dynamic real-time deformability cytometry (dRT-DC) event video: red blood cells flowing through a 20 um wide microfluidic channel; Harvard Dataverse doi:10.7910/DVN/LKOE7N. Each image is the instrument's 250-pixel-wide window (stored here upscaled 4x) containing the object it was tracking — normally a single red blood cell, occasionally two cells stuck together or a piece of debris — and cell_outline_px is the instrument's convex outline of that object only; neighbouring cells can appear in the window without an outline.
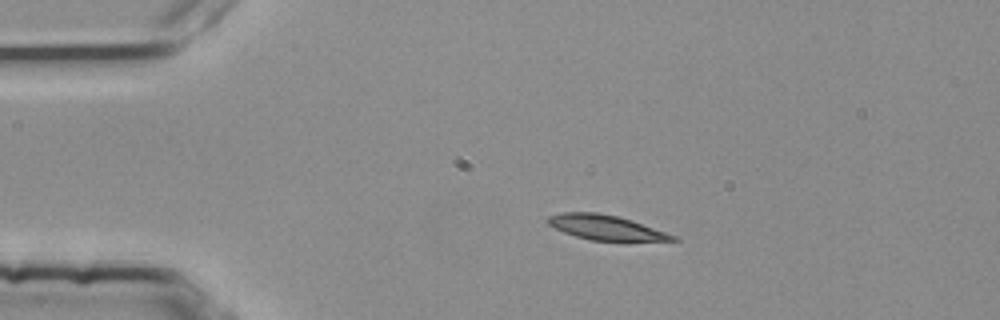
{"species": "common noctule bat (a hibernating species)", "species_latin": "Nyctalus noctula", "temperature_condition": "room temperature", "stored_images_in_passage": 42, "camera_frame_rate_fps": 3000, "um_per_image_px": 0.085, "animal": {"sex": "female", "body_mass_g": 25.1}, "frame": {"image": 1, "passage_image": 1, "time_ms": 0.0, "image_size_px": [1000, 320], "cell_outline_px": [[680, 240], [624, 244], [592, 240], [576, 236], [564, 232], [548, 224], [544, 220], [548, 216], [560, 212], [596, 212], [616, 216], [632, 220], [676, 236]], "centroid_in_image_um": [51.57, 19.39], "position_along_channel_um": 33.4, "area_um2": 18.96}}
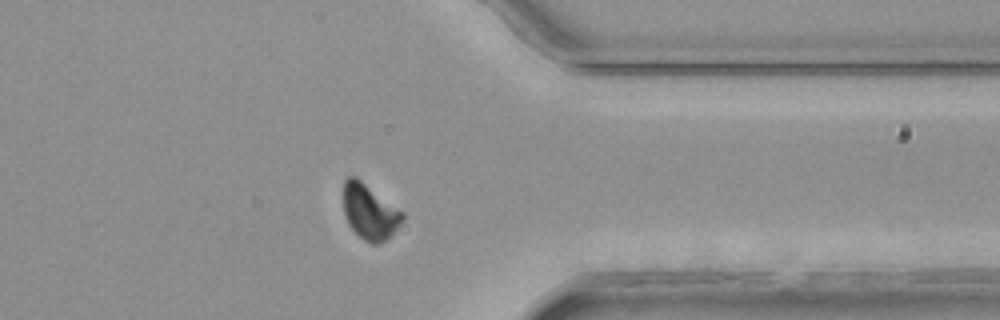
{"frame": {"image": 2, "passage_image": 33, "time_ms": 10.667, "image_size_px": [1000, 320], "cell_outline_px": [[404, 220], [380, 244], [372, 244], [364, 240], [348, 224], [344, 216], [344, 180], [348, 176], [356, 176], [404, 212]], "centroid_in_image_um": [31.41, 17.98], "position_along_channel_um": 380.0, "area_um2": 18.9}}
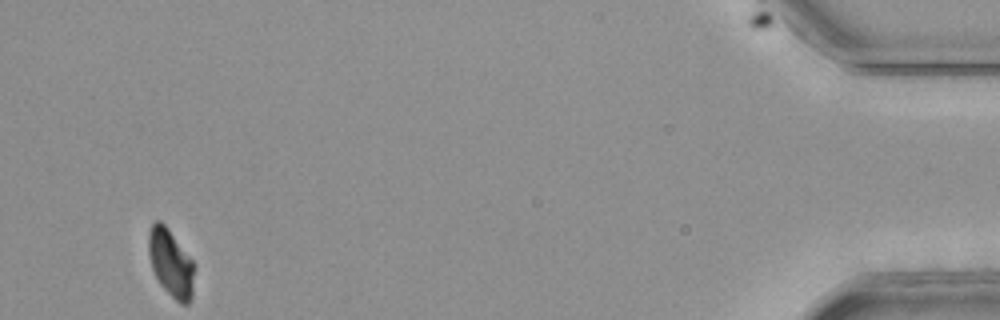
{"frame": {"image": 3, "passage_image": 42, "time_ms": 13.667, "image_size_px": [1000, 320], "cell_outline_px": [[192, 300], [188, 304], [180, 304], [160, 284], [152, 268], [148, 252], [148, 236], [152, 224], [156, 220], [160, 220], [168, 228], [192, 260]], "centroid_in_image_um": [14.49, 22.35], "position_along_channel_um": 420.7, "area_um2": 17.57}, "authors_computed_cell_mechanics": {"area_um2": 19.2763, "velocity_mm_per_s": 3.7662, "shape_relaxation_time_tau1_ms": 8.9575, "shape_relaxation_time_tau2_ms": null, "deformation_change_tau1": 0.2113, "deformation_change_tau2": null}}